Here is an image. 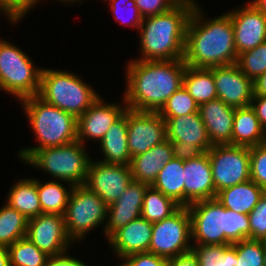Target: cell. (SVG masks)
Here are the masks:
<instances>
[{"label": "cell", "mask_w": 266, "mask_h": 266, "mask_svg": "<svg viewBox=\"0 0 266 266\" xmlns=\"http://www.w3.org/2000/svg\"><path fill=\"white\" fill-rule=\"evenodd\" d=\"M143 18L165 13L174 8L177 0H134Z\"/></svg>", "instance_id": "42"}, {"label": "cell", "mask_w": 266, "mask_h": 266, "mask_svg": "<svg viewBox=\"0 0 266 266\" xmlns=\"http://www.w3.org/2000/svg\"><path fill=\"white\" fill-rule=\"evenodd\" d=\"M151 186L184 207V161L173 157L158 172Z\"/></svg>", "instance_id": "28"}, {"label": "cell", "mask_w": 266, "mask_h": 266, "mask_svg": "<svg viewBox=\"0 0 266 266\" xmlns=\"http://www.w3.org/2000/svg\"><path fill=\"white\" fill-rule=\"evenodd\" d=\"M120 103H105L101 96L77 119V140L85 146V140H98L104 137L109 127L128 109L123 98Z\"/></svg>", "instance_id": "16"}, {"label": "cell", "mask_w": 266, "mask_h": 266, "mask_svg": "<svg viewBox=\"0 0 266 266\" xmlns=\"http://www.w3.org/2000/svg\"><path fill=\"white\" fill-rule=\"evenodd\" d=\"M10 266H46L49 256L42 252L27 237L8 247Z\"/></svg>", "instance_id": "33"}, {"label": "cell", "mask_w": 266, "mask_h": 266, "mask_svg": "<svg viewBox=\"0 0 266 266\" xmlns=\"http://www.w3.org/2000/svg\"><path fill=\"white\" fill-rule=\"evenodd\" d=\"M216 196L208 152L184 161V207Z\"/></svg>", "instance_id": "18"}, {"label": "cell", "mask_w": 266, "mask_h": 266, "mask_svg": "<svg viewBox=\"0 0 266 266\" xmlns=\"http://www.w3.org/2000/svg\"><path fill=\"white\" fill-rule=\"evenodd\" d=\"M228 14L232 21L237 54L251 50L266 41V15L250 2Z\"/></svg>", "instance_id": "17"}, {"label": "cell", "mask_w": 266, "mask_h": 266, "mask_svg": "<svg viewBox=\"0 0 266 266\" xmlns=\"http://www.w3.org/2000/svg\"><path fill=\"white\" fill-rule=\"evenodd\" d=\"M187 208L191 218L192 243L231 245L250 239L248 214L225 208L217 198L198 201Z\"/></svg>", "instance_id": "4"}, {"label": "cell", "mask_w": 266, "mask_h": 266, "mask_svg": "<svg viewBox=\"0 0 266 266\" xmlns=\"http://www.w3.org/2000/svg\"><path fill=\"white\" fill-rule=\"evenodd\" d=\"M102 162L116 165H130L131 154L127 145V110L107 130L100 142Z\"/></svg>", "instance_id": "24"}, {"label": "cell", "mask_w": 266, "mask_h": 266, "mask_svg": "<svg viewBox=\"0 0 266 266\" xmlns=\"http://www.w3.org/2000/svg\"><path fill=\"white\" fill-rule=\"evenodd\" d=\"M207 152L216 193L250 180V147L216 144Z\"/></svg>", "instance_id": "11"}, {"label": "cell", "mask_w": 266, "mask_h": 266, "mask_svg": "<svg viewBox=\"0 0 266 266\" xmlns=\"http://www.w3.org/2000/svg\"><path fill=\"white\" fill-rule=\"evenodd\" d=\"M149 185L132 180L126 190L112 204L108 205L104 235L107 239L119 228L141 217L145 190Z\"/></svg>", "instance_id": "19"}, {"label": "cell", "mask_w": 266, "mask_h": 266, "mask_svg": "<svg viewBox=\"0 0 266 266\" xmlns=\"http://www.w3.org/2000/svg\"><path fill=\"white\" fill-rule=\"evenodd\" d=\"M107 209L104 200L85 185L73 186L64 213L66 232L72 242L81 241L101 224L105 227Z\"/></svg>", "instance_id": "9"}, {"label": "cell", "mask_w": 266, "mask_h": 266, "mask_svg": "<svg viewBox=\"0 0 266 266\" xmlns=\"http://www.w3.org/2000/svg\"><path fill=\"white\" fill-rule=\"evenodd\" d=\"M46 266H88L84 262L63 252L56 256H49Z\"/></svg>", "instance_id": "45"}, {"label": "cell", "mask_w": 266, "mask_h": 266, "mask_svg": "<svg viewBox=\"0 0 266 266\" xmlns=\"http://www.w3.org/2000/svg\"><path fill=\"white\" fill-rule=\"evenodd\" d=\"M66 188L59 180L48 181L42 184L37 179L38 197L42 213L64 215L73 185H69L68 189Z\"/></svg>", "instance_id": "30"}, {"label": "cell", "mask_w": 266, "mask_h": 266, "mask_svg": "<svg viewBox=\"0 0 266 266\" xmlns=\"http://www.w3.org/2000/svg\"><path fill=\"white\" fill-rule=\"evenodd\" d=\"M38 96L78 119L99 94L74 73L43 68Z\"/></svg>", "instance_id": "6"}, {"label": "cell", "mask_w": 266, "mask_h": 266, "mask_svg": "<svg viewBox=\"0 0 266 266\" xmlns=\"http://www.w3.org/2000/svg\"><path fill=\"white\" fill-rule=\"evenodd\" d=\"M171 142L174 158L182 161L197 158L205 153L199 146L188 145V143L181 141Z\"/></svg>", "instance_id": "44"}, {"label": "cell", "mask_w": 266, "mask_h": 266, "mask_svg": "<svg viewBox=\"0 0 266 266\" xmlns=\"http://www.w3.org/2000/svg\"><path fill=\"white\" fill-rule=\"evenodd\" d=\"M6 203L19 211L27 219L42 214L38 190L37 178H26L17 181L10 189Z\"/></svg>", "instance_id": "27"}, {"label": "cell", "mask_w": 266, "mask_h": 266, "mask_svg": "<svg viewBox=\"0 0 266 266\" xmlns=\"http://www.w3.org/2000/svg\"><path fill=\"white\" fill-rule=\"evenodd\" d=\"M40 0H0V10L6 14L8 20L14 25L25 16L32 7L36 6Z\"/></svg>", "instance_id": "41"}, {"label": "cell", "mask_w": 266, "mask_h": 266, "mask_svg": "<svg viewBox=\"0 0 266 266\" xmlns=\"http://www.w3.org/2000/svg\"><path fill=\"white\" fill-rule=\"evenodd\" d=\"M250 106L255 111L262 128L266 131V97L253 96Z\"/></svg>", "instance_id": "46"}, {"label": "cell", "mask_w": 266, "mask_h": 266, "mask_svg": "<svg viewBox=\"0 0 266 266\" xmlns=\"http://www.w3.org/2000/svg\"><path fill=\"white\" fill-rule=\"evenodd\" d=\"M197 2H179L170 11L143 18L140 34L141 58L135 60L183 59L186 29Z\"/></svg>", "instance_id": "3"}, {"label": "cell", "mask_w": 266, "mask_h": 266, "mask_svg": "<svg viewBox=\"0 0 266 266\" xmlns=\"http://www.w3.org/2000/svg\"><path fill=\"white\" fill-rule=\"evenodd\" d=\"M119 266H167L168 259L150 252H141L122 258Z\"/></svg>", "instance_id": "43"}, {"label": "cell", "mask_w": 266, "mask_h": 266, "mask_svg": "<svg viewBox=\"0 0 266 266\" xmlns=\"http://www.w3.org/2000/svg\"><path fill=\"white\" fill-rule=\"evenodd\" d=\"M38 146L22 148L18 156L26 162L37 150L77 141V118L45 102L38 95L20 101Z\"/></svg>", "instance_id": "5"}, {"label": "cell", "mask_w": 266, "mask_h": 266, "mask_svg": "<svg viewBox=\"0 0 266 266\" xmlns=\"http://www.w3.org/2000/svg\"><path fill=\"white\" fill-rule=\"evenodd\" d=\"M203 16L196 3L186 29L185 64L188 67L211 68L236 63L238 54L228 12L210 20Z\"/></svg>", "instance_id": "2"}, {"label": "cell", "mask_w": 266, "mask_h": 266, "mask_svg": "<svg viewBox=\"0 0 266 266\" xmlns=\"http://www.w3.org/2000/svg\"><path fill=\"white\" fill-rule=\"evenodd\" d=\"M28 220L19 211L5 203L0 208V246L9 247L26 237Z\"/></svg>", "instance_id": "32"}, {"label": "cell", "mask_w": 266, "mask_h": 266, "mask_svg": "<svg viewBox=\"0 0 266 266\" xmlns=\"http://www.w3.org/2000/svg\"><path fill=\"white\" fill-rule=\"evenodd\" d=\"M235 109L219 98L199 106L201 120L213 145L231 144Z\"/></svg>", "instance_id": "21"}, {"label": "cell", "mask_w": 266, "mask_h": 266, "mask_svg": "<svg viewBox=\"0 0 266 266\" xmlns=\"http://www.w3.org/2000/svg\"><path fill=\"white\" fill-rule=\"evenodd\" d=\"M231 246L236 250V266H264V240L246 239Z\"/></svg>", "instance_id": "36"}, {"label": "cell", "mask_w": 266, "mask_h": 266, "mask_svg": "<svg viewBox=\"0 0 266 266\" xmlns=\"http://www.w3.org/2000/svg\"><path fill=\"white\" fill-rule=\"evenodd\" d=\"M183 85L198 106L217 98L212 67L195 68L186 66Z\"/></svg>", "instance_id": "29"}, {"label": "cell", "mask_w": 266, "mask_h": 266, "mask_svg": "<svg viewBox=\"0 0 266 266\" xmlns=\"http://www.w3.org/2000/svg\"><path fill=\"white\" fill-rule=\"evenodd\" d=\"M217 98L228 106L244 108L254 96L253 80L248 78L236 63L212 67Z\"/></svg>", "instance_id": "15"}, {"label": "cell", "mask_w": 266, "mask_h": 266, "mask_svg": "<svg viewBox=\"0 0 266 266\" xmlns=\"http://www.w3.org/2000/svg\"><path fill=\"white\" fill-rule=\"evenodd\" d=\"M181 206L161 191L148 186L144 193L141 216L149 222L161 221L175 213Z\"/></svg>", "instance_id": "31"}, {"label": "cell", "mask_w": 266, "mask_h": 266, "mask_svg": "<svg viewBox=\"0 0 266 266\" xmlns=\"http://www.w3.org/2000/svg\"><path fill=\"white\" fill-rule=\"evenodd\" d=\"M166 139V123L158 112L127 109V145L131 157Z\"/></svg>", "instance_id": "12"}, {"label": "cell", "mask_w": 266, "mask_h": 266, "mask_svg": "<svg viewBox=\"0 0 266 266\" xmlns=\"http://www.w3.org/2000/svg\"><path fill=\"white\" fill-rule=\"evenodd\" d=\"M132 180L130 165L91 160L84 185L110 205L127 189Z\"/></svg>", "instance_id": "13"}, {"label": "cell", "mask_w": 266, "mask_h": 266, "mask_svg": "<svg viewBox=\"0 0 266 266\" xmlns=\"http://www.w3.org/2000/svg\"><path fill=\"white\" fill-rule=\"evenodd\" d=\"M0 266H10L8 247L0 246Z\"/></svg>", "instance_id": "50"}, {"label": "cell", "mask_w": 266, "mask_h": 266, "mask_svg": "<svg viewBox=\"0 0 266 266\" xmlns=\"http://www.w3.org/2000/svg\"><path fill=\"white\" fill-rule=\"evenodd\" d=\"M26 237L48 256L68 251L72 240L68 237L64 215L42 213L28 220Z\"/></svg>", "instance_id": "14"}, {"label": "cell", "mask_w": 266, "mask_h": 266, "mask_svg": "<svg viewBox=\"0 0 266 266\" xmlns=\"http://www.w3.org/2000/svg\"><path fill=\"white\" fill-rule=\"evenodd\" d=\"M167 266H199L192 251L168 259Z\"/></svg>", "instance_id": "47"}, {"label": "cell", "mask_w": 266, "mask_h": 266, "mask_svg": "<svg viewBox=\"0 0 266 266\" xmlns=\"http://www.w3.org/2000/svg\"><path fill=\"white\" fill-rule=\"evenodd\" d=\"M250 179L266 191V143L250 147Z\"/></svg>", "instance_id": "38"}, {"label": "cell", "mask_w": 266, "mask_h": 266, "mask_svg": "<svg viewBox=\"0 0 266 266\" xmlns=\"http://www.w3.org/2000/svg\"><path fill=\"white\" fill-rule=\"evenodd\" d=\"M191 218L187 207H180L168 218L153 223L149 252L170 259L191 251Z\"/></svg>", "instance_id": "10"}, {"label": "cell", "mask_w": 266, "mask_h": 266, "mask_svg": "<svg viewBox=\"0 0 266 266\" xmlns=\"http://www.w3.org/2000/svg\"><path fill=\"white\" fill-rule=\"evenodd\" d=\"M107 1H108V4L110 5L109 7H111L110 8L111 11L114 13L113 15L116 21L117 20L119 21L118 22L119 24L123 23L122 25L125 24V25H128L130 27H133L139 30L143 22V17L141 16L134 0H107ZM124 15L127 16L126 17L127 19L130 18L128 19L129 23L127 22V19L124 20V17H125Z\"/></svg>", "instance_id": "37"}, {"label": "cell", "mask_w": 266, "mask_h": 266, "mask_svg": "<svg viewBox=\"0 0 266 266\" xmlns=\"http://www.w3.org/2000/svg\"><path fill=\"white\" fill-rule=\"evenodd\" d=\"M172 142L166 139L144 153L131 158L130 169L133 180L151 186L158 172L173 158Z\"/></svg>", "instance_id": "23"}, {"label": "cell", "mask_w": 266, "mask_h": 266, "mask_svg": "<svg viewBox=\"0 0 266 266\" xmlns=\"http://www.w3.org/2000/svg\"><path fill=\"white\" fill-rule=\"evenodd\" d=\"M250 239L266 241V191L254 209L248 214Z\"/></svg>", "instance_id": "39"}, {"label": "cell", "mask_w": 266, "mask_h": 266, "mask_svg": "<svg viewBox=\"0 0 266 266\" xmlns=\"http://www.w3.org/2000/svg\"><path fill=\"white\" fill-rule=\"evenodd\" d=\"M264 266H266V241H264Z\"/></svg>", "instance_id": "53"}, {"label": "cell", "mask_w": 266, "mask_h": 266, "mask_svg": "<svg viewBox=\"0 0 266 266\" xmlns=\"http://www.w3.org/2000/svg\"><path fill=\"white\" fill-rule=\"evenodd\" d=\"M178 2H196L195 0H177Z\"/></svg>", "instance_id": "54"}, {"label": "cell", "mask_w": 266, "mask_h": 266, "mask_svg": "<svg viewBox=\"0 0 266 266\" xmlns=\"http://www.w3.org/2000/svg\"><path fill=\"white\" fill-rule=\"evenodd\" d=\"M266 143V131L262 128L251 106L236 108L231 145L253 147Z\"/></svg>", "instance_id": "25"}, {"label": "cell", "mask_w": 266, "mask_h": 266, "mask_svg": "<svg viewBox=\"0 0 266 266\" xmlns=\"http://www.w3.org/2000/svg\"><path fill=\"white\" fill-rule=\"evenodd\" d=\"M250 3L260 12L266 15V0H253Z\"/></svg>", "instance_id": "51"}, {"label": "cell", "mask_w": 266, "mask_h": 266, "mask_svg": "<svg viewBox=\"0 0 266 266\" xmlns=\"http://www.w3.org/2000/svg\"><path fill=\"white\" fill-rule=\"evenodd\" d=\"M265 190L251 179L222 189L216 198L227 209L249 214L259 202Z\"/></svg>", "instance_id": "26"}, {"label": "cell", "mask_w": 266, "mask_h": 266, "mask_svg": "<svg viewBox=\"0 0 266 266\" xmlns=\"http://www.w3.org/2000/svg\"><path fill=\"white\" fill-rule=\"evenodd\" d=\"M195 245V246H194ZM191 251L197 258L199 266H219L224 250L229 245L194 244Z\"/></svg>", "instance_id": "40"}, {"label": "cell", "mask_w": 266, "mask_h": 266, "mask_svg": "<svg viewBox=\"0 0 266 266\" xmlns=\"http://www.w3.org/2000/svg\"><path fill=\"white\" fill-rule=\"evenodd\" d=\"M153 223L142 216L115 231L107 240L113 251L122 259L132 254L149 252Z\"/></svg>", "instance_id": "20"}, {"label": "cell", "mask_w": 266, "mask_h": 266, "mask_svg": "<svg viewBox=\"0 0 266 266\" xmlns=\"http://www.w3.org/2000/svg\"><path fill=\"white\" fill-rule=\"evenodd\" d=\"M254 96L266 97V72L253 81Z\"/></svg>", "instance_id": "49"}, {"label": "cell", "mask_w": 266, "mask_h": 266, "mask_svg": "<svg viewBox=\"0 0 266 266\" xmlns=\"http://www.w3.org/2000/svg\"><path fill=\"white\" fill-rule=\"evenodd\" d=\"M42 69L19 47L0 39V90L18 101L38 95Z\"/></svg>", "instance_id": "8"}, {"label": "cell", "mask_w": 266, "mask_h": 266, "mask_svg": "<svg viewBox=\"0 0 266 266\" xmlns=\"http://www.w3.org/2000/svg\"><path fill=\"white\" fill-rule=\"evenodd\" d=\"M186 64L179 60H129L124 100L128 109L158 112L183 85Z\"/></svg>", "instance_id": "1"}, {"label": "cell", "mask_w": 266, "mask_h": 266, "mask_svg": "<svg viewBox=\"0 0 266 266\" xmlns=\"http://www.w3.org/2000/svg\"><path fill=\"white\" fill-rule=\"evenodd\" d=\"M237 263L236 250L229 245L223 252V257L219 261V266H236Z\"/></svg>", "instance_id": "48"}, {"label": "cell", "mask_w": 266, "mask_h": 266, "mask_svg": "<svg viewBox=\"0 0 266 266\" xmlns=\"http://www.w3.org/2000/svg\"><path fill=\"white\" fill-rule=\"evenodd\" d=\"M57 1H61V2H63V3H69V4L71 3V4H72V3H74V2H75V3H76V2H79L80 0H57Z\"/></svg>", "instance_id": "52"}, {"label": "cell", "mask_w": 266, "mask_h": 266, "mask_svg": "<svg viewBox=\"0 0 266 266\" xmlns=\"http://www.w3.org/2000/svg\"><path fill=\"white\" fill-rule=\"evenodd\" d=\"M236 64L253 81L265 73L266 41L251 50L239 53Z\"/></svg>", "instance_id": "35"}, {"label": "cell", "mask_w": 266, "mask_h": 266, "mask_svg": "<svg viewBox=\"0 0 266 266\" xmlns=\"http://www.w3.org/2000/svg\"><path fill=\"white\" fill-rule=\"evenodd\" d=\"M165 123L166 137L169 141H181L188 145L199 146L204 152L213 146L199 111L167 118Z\"/></svg>", "instance_id": "22"}, {"label": "cell", "mask_w": 266, "mask_h": 266, "mask_svg": "<svg viewBox=\"0 0 266 266\" xmlns=\"http://www.w3.org/2000/svg\"><path fill=\"white\" fill-rule=\"evenodd\" d=\"M198 108L199 106L194 101V98L182 85L169 97L158 113L166 120L167 118L198 112Z\"/></svg>", "instance_id": "34"}, {"label": "cell", "mask_w": 266, "mask_h": 266, "mask_svg": "<svg viewBox=\"0 0 266 266\" xmlns=\"http://www.w3.org/2000/svg\"><path fill=\"white\" fill-rule=\"evenodd\" d=\"M80 141L37 150L25 163L47 172L66 185H84L93 160ZM68 183V184H67Z\"/></svg>", "instance_id": "7"}]
</instances>
